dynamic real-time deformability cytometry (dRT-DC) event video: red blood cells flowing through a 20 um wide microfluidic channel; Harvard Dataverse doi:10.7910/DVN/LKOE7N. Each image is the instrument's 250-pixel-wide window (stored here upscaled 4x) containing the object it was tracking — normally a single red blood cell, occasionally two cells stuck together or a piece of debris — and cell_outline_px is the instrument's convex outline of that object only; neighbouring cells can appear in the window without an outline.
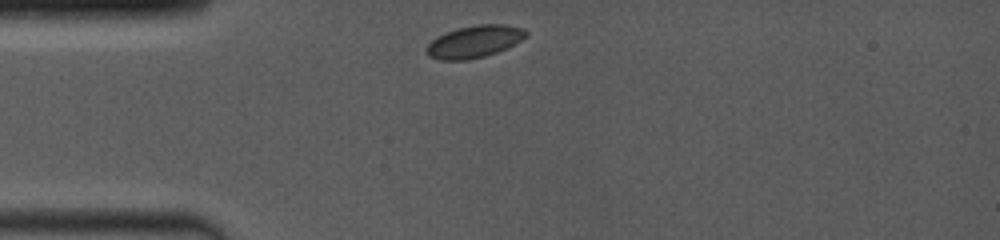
{"species": "common noctule bat (a hibernating species)", "species_latin": "Nyctalus noctula", "temperature_condition": "room temperature", "stored_images_in_passage": 41, "camera_frame_rate_fps": 4000, "um_per_image_px": 0.085, "animal": {"sex": "female", "body_mass_g": 19.0, "forearm_length_mm": 53.3}, "frame": {"image": 1, "passage_image": 1, "time_ms": 0.0, "image_size_px": [1000, 240], "cell_outline_px": [[528, 36], [508, 48], [484, 56], [468, 60], [440, 60], [428, 56], [424, 52], [424, 48], [436, 36], [456, 28], [476, 24], [504, 24], [524, 28], [528, 32]], "centroid_in_image_um": [40.31, 3.53], "position_along_channel_um": 44.7, "area_um2": 19.02}}
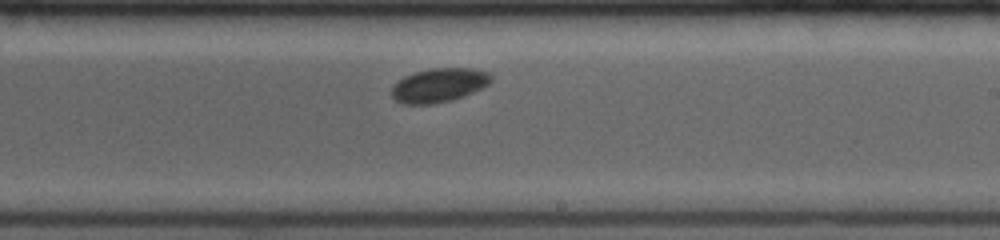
{"frame": {"image": 2, "passage_image": 23, "time_ms": 5.75, "image_size_px": [1000, 240], "cell_outline_px": [[492, 80], [488, 84], [464, 96], [452, 100], [432, 104], [404, 104], [396, 100], [392, 96], [392, 84], [404, 76], [416, 72], [432, 68], [468, 68], [488, 72], [492, 76]], "centroid_in_image_um": [37.29, 7.24], "position_along_channel_um": 251.7, "area_um2": 19.59}}
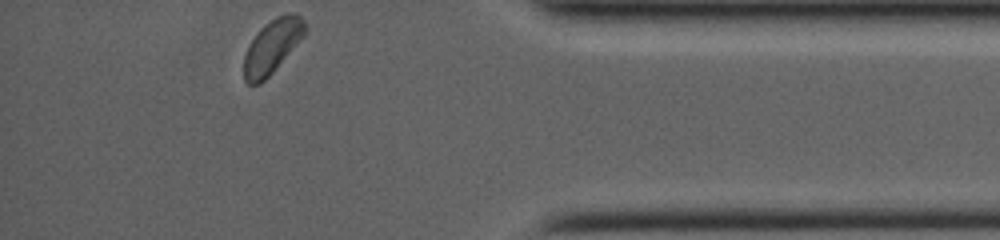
{"frame": {"image": 3, "passage_image": 41, "time_ms": 10.25, "image_size_px": [1000, 240], "cell_outline_px": [[304, 36], [272, 72], [260, 84], [248, 84], [244, 80], [244, 56], [252, 40], [260, 28], [276, 16], [284, 12], [296, 12], [304, 20]], "centroid_in_image_um": [23.13, 3.91], "position_along_channel_um": 412.1, "area_um2": 18.84}}